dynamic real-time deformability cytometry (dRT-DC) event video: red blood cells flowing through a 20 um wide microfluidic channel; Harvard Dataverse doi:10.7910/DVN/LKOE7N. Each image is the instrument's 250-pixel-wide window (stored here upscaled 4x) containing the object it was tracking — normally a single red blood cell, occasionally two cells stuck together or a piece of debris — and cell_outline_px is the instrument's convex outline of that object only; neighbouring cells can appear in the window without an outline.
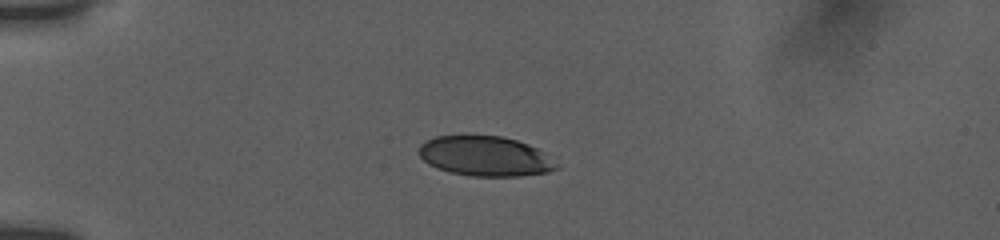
{"species": "human", "species_latin": "Homo sapiens", "temperature_condition": "room temperature", "stored_images_in_passage": 29, "camera_frame_rate_fps": 3000, "um_per_image_px": 0.085, "donor": {"sex": "female"}, "frame": {"image": 1, "passage_image": 1, "time_ms": 0.0, "image_size_px": [1000, 240], "cell_outline_px": [[560, 168], [548, 172], [520, 176], [472, 176], [452, 172], [436, 168], [428, 164], [420, 156], [420, 144], [436, 136], [500, 136], [516, 140], [528, 144], [544, 152], [560, 164]], "centroid_in_image_um": [41.3, 13.29], "position_along_channel_um": 43.7, "area_um2": 31.91}}
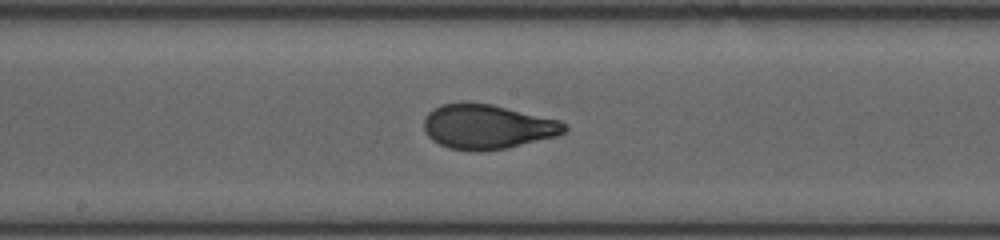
{"frame": {"image": 2, "passage_image": 11, "time_ms": 5.333, "image_size_px": [1000, 240], "cell_outline_px": [[568, 128], [564, 132], [556, 136], [508, 148], [480, 152], [476, 152], [448, 148], [432, 140], [424, 132], [424, 116], [432, 108], [440, 104], [464, 100], [492, 104], [560, 120], [568, 124]], "centroid_in_image_um": [41.39, 10.75], "position_along_channel_um": 206.8, "area_um2": 37.34}}
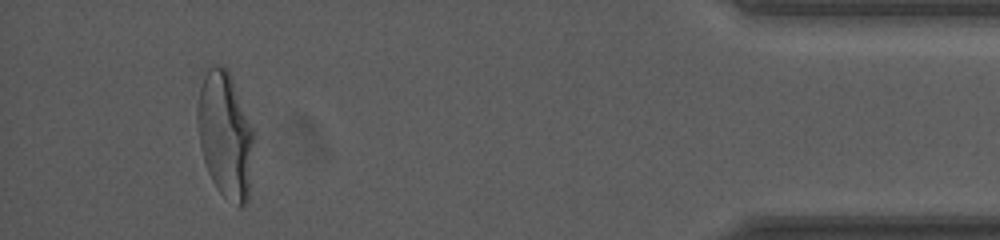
{"frame": {"image": 3, "passage_image": 26, "time_ms": 12.333, "image_size_px": [1000, 240], "cell_outline_px": [[256, 132], [248, 200], [240, 208], [224, 196], [216, 188], [208, 172], [204, 160], [200, 144], [196, 120], [196, 108], [204, 64], [220, 64], [228, 68]], "centroid_in_image_um": [19.15, 11.37], "position_along_channel_um": 416.0, "area_um2": 42.83}, "authors_computed_cell_mechanics": {"area_um2": 36.8186, "velocity_mm_per_s": 3.7763, "shape_relaxation_time_tau1_ms": 5.2462, "shape_relaxation_time_tau2_ms": null, "deformation_change_tau1": 0.2238, "deformation_change_tau2": null}}